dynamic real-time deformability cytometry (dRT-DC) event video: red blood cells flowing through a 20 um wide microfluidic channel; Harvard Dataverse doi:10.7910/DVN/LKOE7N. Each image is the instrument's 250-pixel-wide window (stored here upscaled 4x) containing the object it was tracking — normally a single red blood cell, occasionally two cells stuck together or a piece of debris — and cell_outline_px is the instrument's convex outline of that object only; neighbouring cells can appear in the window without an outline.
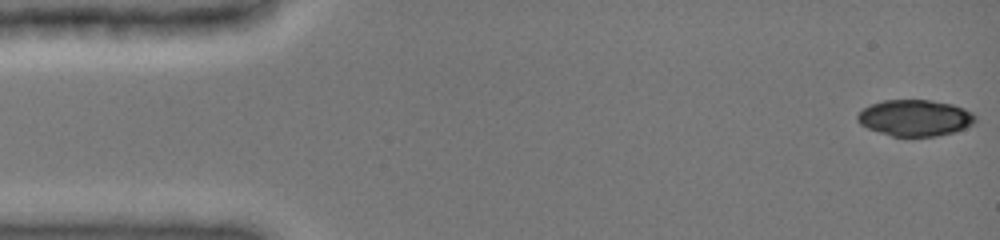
{"species": "common noctule bat (a hibernating species)", "species_latin": "Nyctalus noctula", "temperature_condition": "cold", "stored_images_in_passage": 10, "camera_frame_rate_fps": 3000, "um_per_image_px": 0.085, "animal": {"sex": "female", "body_mass_g": 19.0, "forearm_length_mm": 51.5}, "frame": {"image": 1, "passage_image": 1, "time_ms": 0.0, "image_size_px": [1000, 240], "cell_outline_px": [[976, 120], [972, 124], [964, 128], [952, 132], [936, 136], [892, 136], [868, 128], [860, 124], [856, 120], [856, 116], [868, 104], [884, 100], [932, 100], [952, 104], [964, 108], [972, 112], [976, 116]], "centroid_in_image_um": [77.76, 10.01], "position_along_channel_um": 7.2, "area_um2": 24.91}}
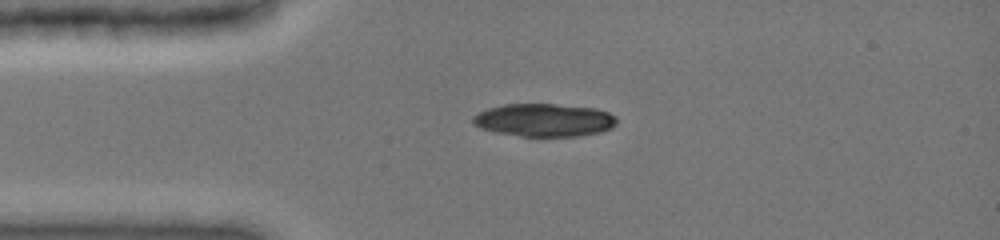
{"frame": {"image": 2, "passage_image": 6, "time_ms": 3.333, "image_size_px": [1000, 240], "cell_outline_px": [[616, 124], [612, 128], [600, 132], [580, 136], [520, 136], [496, 132], [480, 128], [472, 124], [472, 116], [488, 108], [504, 104], [552, 104], [596, 108], [608, 112], [616, 116]], "centroid_in_image_um": [46.25, 10.21], "position_along_channel_um": 38.7, "area_um2": 27.69}}
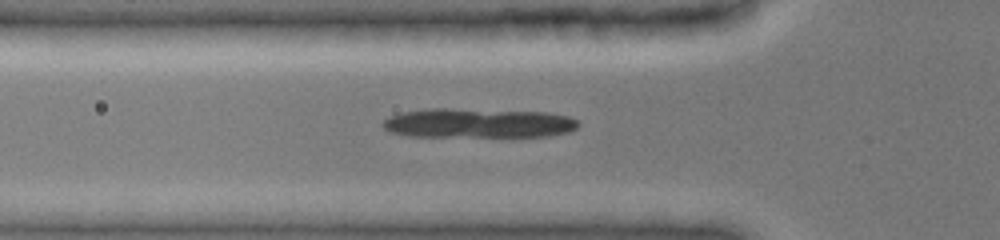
{"frame": {"image": 3, "passage_image": 9, "time_ms": 5.0, "image_size_px": [1000, 240], "cell_outline_px": [[580, 124], [572, 132], [548, 136], [504, 140], [408, 136], [388, 132], [380, 124], [388, 116], [400, 112], [428, 108], [448, 108], [548, 112], [568, 116], [576, 120]], "centroid_in_image_um": [40.65, 10.53], "position_along_channel_um": 85.1, "area_um2": 36.01}}